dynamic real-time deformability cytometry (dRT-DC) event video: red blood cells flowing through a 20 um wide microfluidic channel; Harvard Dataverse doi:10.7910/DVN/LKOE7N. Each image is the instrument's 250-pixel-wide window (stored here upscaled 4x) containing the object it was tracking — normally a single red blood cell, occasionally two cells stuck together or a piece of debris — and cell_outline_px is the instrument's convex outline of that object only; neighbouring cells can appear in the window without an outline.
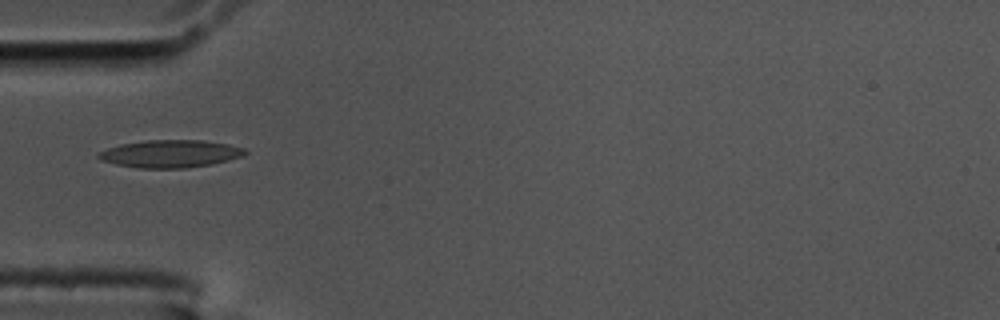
{"species": "common noctule bat (a hibernating species)", "species_latin": "Nyctalus noctula", "temperature_condition": "cold", "stored_images_in_passage": 23, "camera_frame_rate_fps": 3000, "um_per_image_px": 0.085, "animal": {"sex": "male", "body_mass_g": 17.5, "forearm_length_mm": 52.3}, "frame": {"image": 1, "passage_image": 1, "time_ms": 0.0, "image_size_px": [1000, 320], "cell_outline_px": [[248, 152], [244, 156], [228, 160], [208, 164], [184, 168], [140, 168], [116, 164], [100, 160], [96, 156], [96, 152], [120, 144], [148, 140], [204, 140], [228, 144], [244, 148]], "centroid_in_image_um": [14.45, 13.06], "position_along_channel_um": 70.5, "area_um2": 23.52}}
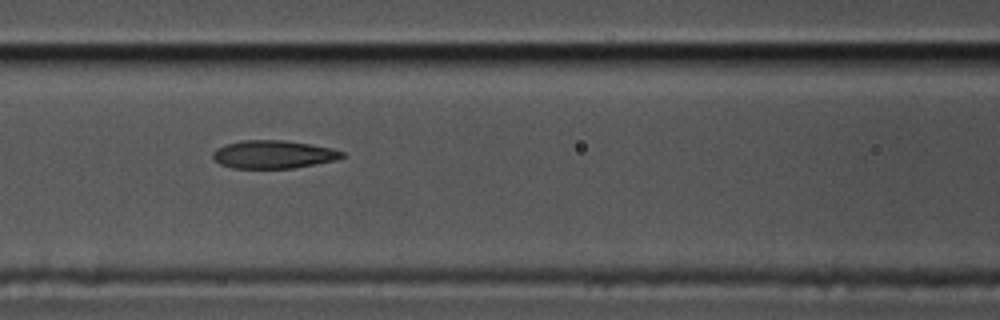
{"frame": {"image": 2, "passage_image": 7, "time_ms": 2.0, "image_size_px": [1000, 320], "cell_outline_px": [[344, 156], [340, 160], [292, 168], [232, 168], [220, 164], [212, 156], [212, 152], [216, 148], [240, 140], [284, 140], [312, 144], [332, 148], [344, 152]], "centroid_in_image_um": [23.27, 13.12], "position_along_channel_um": 143.3, "area_um2": 21.27}}
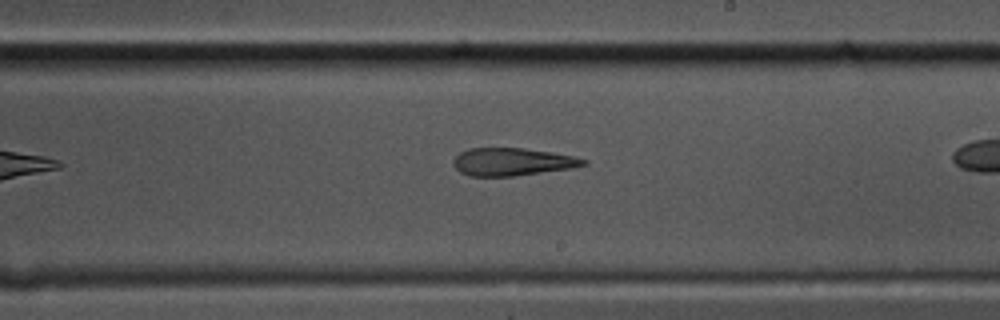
{"frame": {"image": 3, "passage_image": 12, "time_ms": 3.667, "image_size_px": [1000, 320], "cell_outline_px": [[588, 164], [568, 168], [512, 176], [468, 176], [460, 172], [452, 164], [452, 160], [460, 152], [468, 148], [524, 148], [552, 152], [572, 156], [588, 160]], "centroid_in_image_um": [43.48, 13.74], "position_along_channel_um": 245.5, "area_um2": 20.87}}